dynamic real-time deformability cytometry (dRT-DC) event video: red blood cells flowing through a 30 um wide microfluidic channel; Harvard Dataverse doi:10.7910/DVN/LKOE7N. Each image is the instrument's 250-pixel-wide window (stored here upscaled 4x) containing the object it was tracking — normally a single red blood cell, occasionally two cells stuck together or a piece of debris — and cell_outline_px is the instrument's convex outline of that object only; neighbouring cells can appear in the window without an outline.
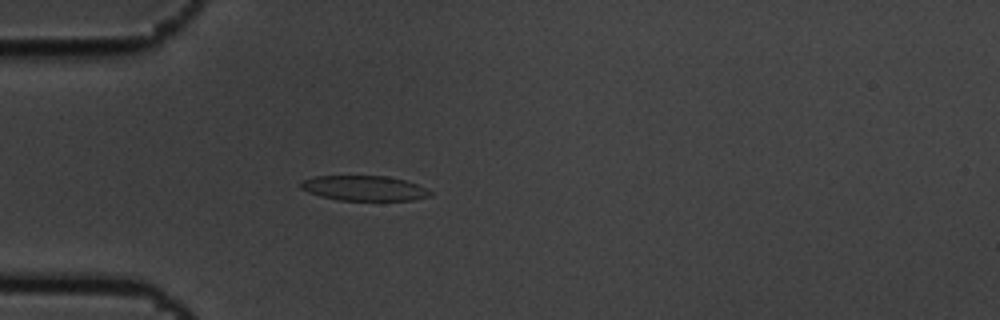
{"species": "common noctule bat (a hibernating species)", "species_latin": "Nyctalus noctula", "temperature_condition": "cold", "stored_images_in_passage": 3, "camera_frame_rate_fps": 3000, "um_per_image_px": 0.085, "animal": {"sex": "male", "body_mass_g": 19.5, "forearm_length_mm": 54.6}, "frame": {"image": 1, "passage_image": 3, "time_ms": 0.667, "image_size_px": [1000, 320], "cell_outline_px": [[432, 196], [412, 200], [336, 200], [320, 196], [308, 192], [300, 188], [300, 180], [316, 176], [388, 176], [404, 180], [416, 184], [432, 192]], "centroid_in_image_um": [30.92, 16.0], "position_along_channel_um": 54.1, "area_um2": 18.9}}